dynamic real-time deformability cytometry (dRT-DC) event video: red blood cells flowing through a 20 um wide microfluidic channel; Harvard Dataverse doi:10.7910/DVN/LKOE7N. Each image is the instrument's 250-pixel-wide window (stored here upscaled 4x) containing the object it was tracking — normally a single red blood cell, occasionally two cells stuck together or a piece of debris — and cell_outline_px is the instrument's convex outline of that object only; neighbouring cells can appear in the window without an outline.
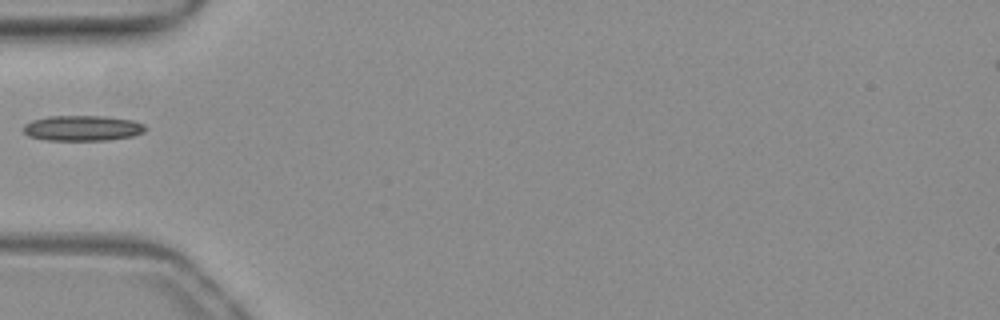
{"species": "common noctule bat (a hibernating species)", "species_latin": "Nyctalus noctula", "temperature_condition": "warm", "stored_images_in_passage": 30, "camera_frame_rate_fps": 3000, "um_per_image_px": 0.085, "animal": {"sex": "female", "body_mass_g": 19.3, "forearm_length_mm": 54.1}, "frame": {"image": 1, "passage_image": 1, "time_ms": 0.0, "image_size_px": [1000, 320], "cell_outline_px": [[148, 128], [144, 132], [132, 136], [108, 140], [48, 140], [28, 136], [24, 132], [24, 124], [32, 120], [48, 116], [104, 116], [132, 120], [144, 124]], "centroid_in_image_um": [7.02, 10.89], "position_along_channel_um": 78.0, "area_um2": 18.09}}
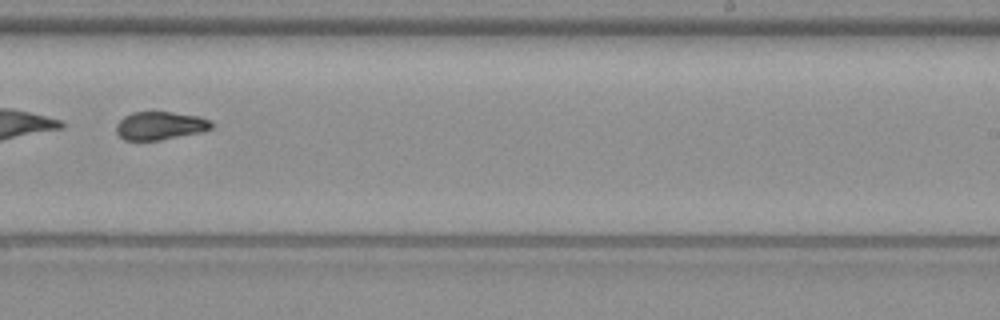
{"frame": {"image": 2, "passage_image": 16, "time_ms": 5.0, "image_size_px": [1000, 320], "cell_outline_px": [[216, 124], [212, 128], [204, 132], [160, 140], [124, 140], [116, 132], [116, 124], [124, 116], [132, 112], [172, 112], [196, 116], [212, 120]], "centroid_in_image_um": [13.65, 10.69], "position_along_channel_um": 275.3, "area_um2": 15.84}}